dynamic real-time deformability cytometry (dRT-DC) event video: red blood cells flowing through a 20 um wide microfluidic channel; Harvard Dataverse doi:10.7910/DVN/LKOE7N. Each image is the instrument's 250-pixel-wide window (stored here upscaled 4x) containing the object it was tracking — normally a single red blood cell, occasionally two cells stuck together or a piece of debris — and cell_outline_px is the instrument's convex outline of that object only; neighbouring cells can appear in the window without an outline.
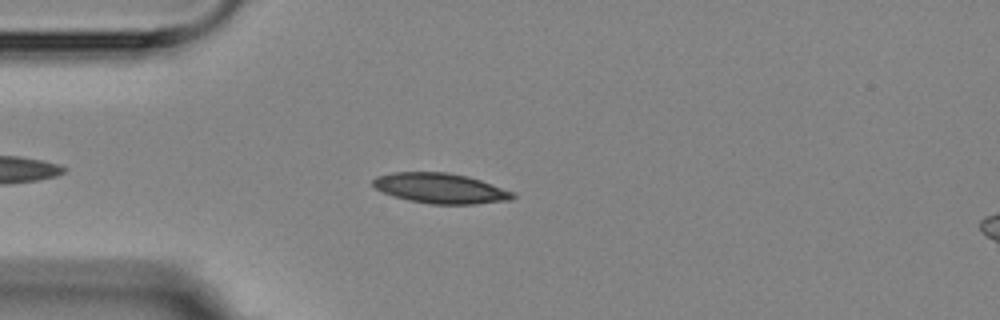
{"species": "Egyptian fruit bat (a non-hibernating species)", "species_latin": "Rousettus aegyptiacus", "temperature_condition": "room temperature", "stored_images_in_passage": 5, "camera_frame_rate_fps": 3000, "um_per_image_px": 0.085, "animal": {"sex": "female"}, "frame": {"image": 1, "passage_image": 4, "time_ms": 3.667, "image_size_px": [1000, 320], "cell_outline_px": [[516, 196], [512, 200], [476, 204], [432, 204], [408, 200], [384, 192], [376, 188], [372, 184], [372, 180], [376, 176], [392, 172], [448, 172], [468, 176], [480, 180], [512, 192]], "centroid_in_image_um": [37.43, 16.0], "position_along_channel_um": 47.6, "area_um2": 24.45}}